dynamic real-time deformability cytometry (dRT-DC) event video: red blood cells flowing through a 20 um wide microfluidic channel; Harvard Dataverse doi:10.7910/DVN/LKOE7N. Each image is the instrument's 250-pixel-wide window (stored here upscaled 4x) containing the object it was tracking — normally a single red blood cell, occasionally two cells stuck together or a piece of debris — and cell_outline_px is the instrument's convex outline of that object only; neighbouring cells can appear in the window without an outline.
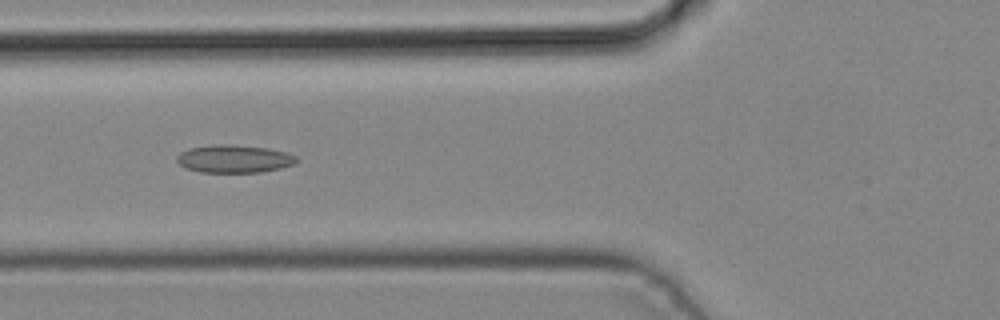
{"species": "common noctule bat (a hibernating species)", "species_latin": "Nyctalus noctula", "temperature_condition": "cold", "stored_images_in_passage": 5, "camera_frame_rate_fps": 3000, "um_per_image_px": 0.085, "animal": {"sex": "male", "body_mass_g": 19.2, "forearm_length_mm": 51.8}, "frame": {"image": 1, "passage_image": 5, "time_ms": 1.333, "image_size_px": [1000, 320], "cell_outline_px": [[296, 160], [292, 164], [280, 168], [260, 172], [200, 172], [184, 168], [176, 160], [176, 156], [180, 152], [188, 148], [220, 144], [228, 144], [268, 148], [284, 152], [296, 156]], "centroid_in_image_um": [19.83, 13.5], "position_along_channel_um": 106.0, "area_um2": 19.25}}